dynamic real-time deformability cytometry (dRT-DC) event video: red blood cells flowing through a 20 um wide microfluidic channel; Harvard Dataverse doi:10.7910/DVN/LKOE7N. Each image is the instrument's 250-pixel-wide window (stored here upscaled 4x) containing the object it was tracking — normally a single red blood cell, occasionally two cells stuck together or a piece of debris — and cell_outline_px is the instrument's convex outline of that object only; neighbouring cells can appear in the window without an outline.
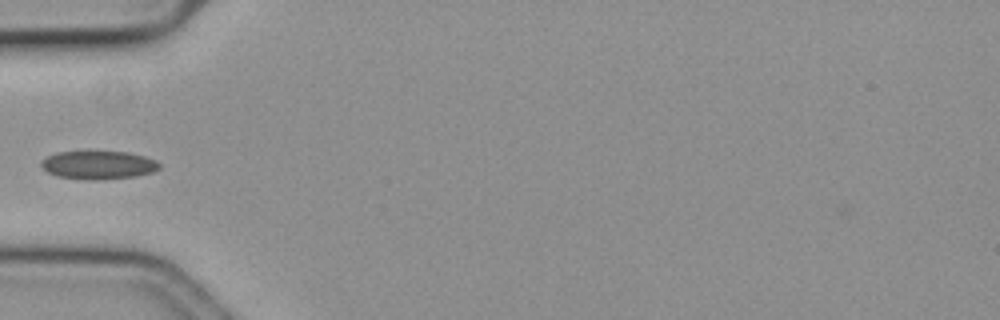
{"species": "common noctule bat (a hibernating species)", "species_latin": "Nyctalus noctula", "temperature_condition": "cold", "stored_images_in_passage": 40, "camera_frame_rate_fps": 3000, "um_per_image_px": 0.085, "animal": {"sex": "female", "body_mass_g": 19.3, "forearm_length_mm": 54.1}, "frame": {"image": 1, "passage_image": 2, "time_ms": 0.333, "image_size_px": [1000, 320], "cell_outline_px": [[160, 168], [152, 172], [136, 176], [100, 180], [88, 180], [56, 176], [48, 172], [40, 164], [40, 160], [56, 152], [128, 152], [144, 156], [156, 160], [160, 164]], "centroid_in_image_um": [8.36, 14.03], "position_along_channel_um": 76.6, "area_um2": 19.48}}
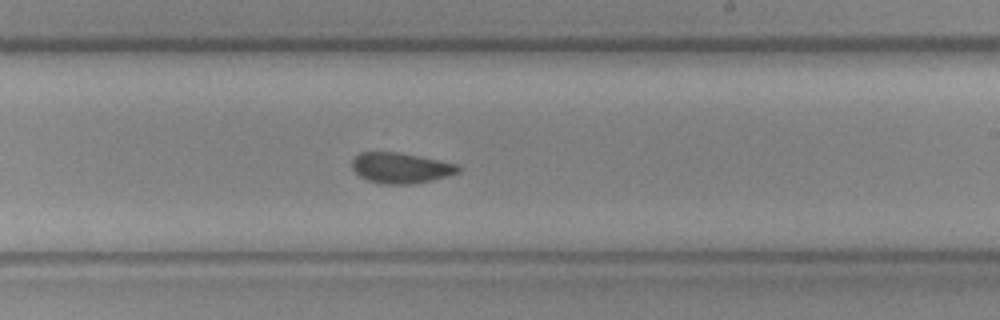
{"frame": {"image": 2, "passage_image": 17, "time_ms": 5.333, "image_size_px": [1000, 320], "cell_outline_px": [[460, 172], [448, 176], [432, 180], [412, 184], [380, 184], [368, 180], [360, 176], [352, 168], [352, 160], [360, 152], [396, 152], [456, 164], [460, 168]], "centroid_in_image_um": [34.04, 14.29], "position_along_channel_um": 255.0, "area_um2": 18.67}}
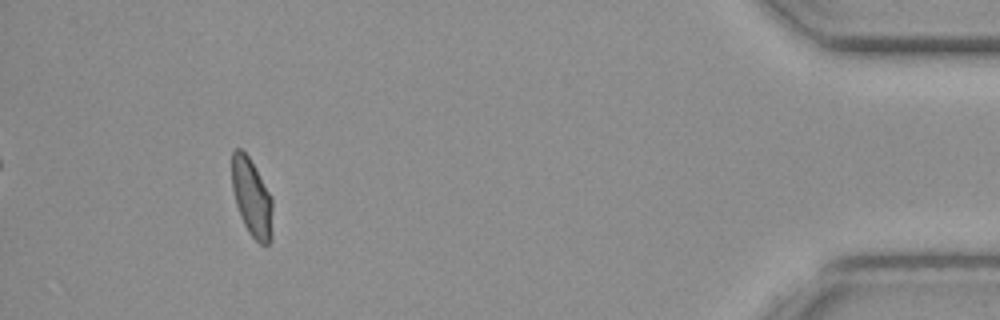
{"frame": {"image": 3, "passage_image": 36, "time_ms": 11.667, "image_size_px": [1000, 320], "cell_outline_px": [[272, 240], [268, 244], [260, 244], [248, 232], [240, 216], [236, 204], [232, 188], [232, 152], [236, 148], [240, 148], [248, 156], [272, 196]], "centroid_in_image_um": [21.41, 16.82], "position_along_channel_um": 413.8, "area_um2": 18.5}, "authors_computed_cell_mechanics": {"area_um2": 18.9006, "velocity_mm_per_s": 3.5604, "shape_relaxation_time_tau1_ms": null, "shape_relaxation_time_tau2_ms": 4.3953, "deformation_change_tau1": null, "deformation_change_tau2": 0.0803}}